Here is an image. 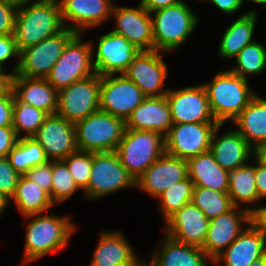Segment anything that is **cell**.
Wrapping results in <instances>:
<instances>
[{
  "label": "cell",
  "mask_w": 266,
  "mask_h": 266,
  "mask_svg": "<svg viewBox=\"0 0 266 266\" xmlns=\"http://www.w3.org/2000/svg\"><path fill=\"white\" fill-rule=\"evenodd\" d=\"M194 184L189 177L168 187L158 198L165 222L187 203L191 202Z\"/></svg>",
  "instance_id": "cell-36"
},
{
  "label": "cell",
  "mask_w": 266,
  "mask_h": 266,
  "mask_svg": "<svg viewBox=\"0 0 266 266\" xmlns=\"http://www.w3.org/2000/svg\"><path fill=\"white\" fill-rule=\"evenodd\" d=\"M152 29L154 50L171 51L180 47L198 23L187 4L179 3L154 11Z\"/></svg>",
  "instance_id": "cell-6"
},
{
  "label": "cell",
  "mask_w": 266,
  "mask_h": 266,
  "mask_svg": "<svg viewBox=\"0 0 266 266\" xmlns=\"http://www.w3.org/2000/svg\"><path fill=\"white\" fill-rule=\"evenodd\" d=\"M78 150L99 153L115 151L123 138L125 120L98 110L75 123Z\"/></svg>",
  "instance_id": "cell-5"
},
{
  "label": "cell",
  "mask_w": 266,
  "mask_h": 266,
  "mask_svg": "<svg viewBox=\"0 0 266 266\" xmlns=\"http://www.w3.org/2000/svg\"><path fill=\"white\" fill-rule=\"evenodd\" d=\"M19 177L8 158H0V193L9 201L15 193Z\"/></svg>",
  "instance_id": "cell-40"
},
{
  "label": "cell",
  "mask_w": 266,
  "mask_h": 266,
  "mask_svg": "<svg viewBox=\"0 0 266 266\" xmlns=\"http://www.w3.org/2000/svg\"><path fill=\"white\" fill-rule=\"evenodd\" d=\"M162 250L155 252L148 266H209L206 253L194 245L185 244L165 236Z\"/></svg>",
  "instance_id": "cell-28"
},
{
  "label": "cell",
  "mask_w": 266,
  "mask_h": 266,
  "mask_svg": "<svg viewBox=\"0 0 266 266\" xmlns=\"http://www.w3.org/2000/svg\"><path fill=\"white\" fill-rule=\"evenodd\" d=\"M64 27L75 33L93 28L105 22L112 14L111 0H58ZM65 20L74 22L65 25Z\"/></svg>",
  "instance_id": "cell-20"
},
{
  "label": "cell",
  "mask_w": 266,
  "mask_h": 266,
  "mask_svg": "<svg viewBox=\"0 0 266 266\" xmlns=\"http://www.w3.org/2000/svg\"><path fill=\"white\" fill-rule=\"evenodd\" d=\"M63 161L67 164L78 188L85 191L89 185L92 169V152L76 150Z\"/></svg>",
  "instance_id": "cell-39"
},
{
  "label": "cell",
  "mask_w": 266,
  "mask_h": 266,
  "mask_svg": "<svg viewBox=\"0 0 266 266\" xmlns=\"http://www.w3.org/2000/svg\"><path fill=\"white\" fill-rule=\"evenodd\" d=\"M210 2L225 14H232L242 6L241 0H210Z\"/></svg>",
  "instance_id": "cell-49"
},
{
  "label": "cell",
  "mask_w": 266,
  "mask_h": 266,
  "mask_svg": "<svg viewBox=\"0 0 266 266\" xmlns=\"http://www.w3.org/2000/svg\"><path fill=\"white\" fill-rule=\"evenodd\" d=\"M14 95L0 97V127L12 126Z\"/></svg>",
  "instance_id": "cell-45"
},
{
  "label": "cell",
  "mask_w": 266,
  "mask_h": 266,
  "mask_svg": "<svg viewBox=\"0 0 266 266\" xmlns=\"http://www.w3.org/2000/svg\"><path fill=\"white\" fill-rule=\"evenodd\" d=\"M242 1V5H243V0H241ZM251 1H253V2H255V3H258V4H266V0H251Z\"/></svg>",
  "instance_id": "cell-55"
},
{
  "label": "cell",
  "mask_w": 266,
  "mask_h": 266,
  "mask_svg": "<svg viewBox=\"0 0 266 266\" xmlns=\"http://www.w3.org/2000/svg\"><path fill=\"white\" fill-rule=\"evenodd\" d=\"M254 221L263 229L266 235V206L253 208Z\"/></svg>",
  "instance_id": "cell-50"
},
{
  "label": "cell",
  "mask_w": 266,
  "mask_h": 266,
  "mask_svg": "<svg viewBox=\"0 0 266 266\" xmlns=\"http://www.w3.org/2000/svg\"><path fill=\"white\" fill-rule=\"evenodd\" d=\"M249 266H266V254L263 257L253 261Z\"/></svg>",
  "instance_id": "cell-53"
},
{
  "label": "cell",
  "mask_w": 266,
  "mask_h": 266,
  "mask_svg": "<svg viewBox=\"0 0 266 266\" xmlns=\"http://www.w3.org/2000/svg\"><path fill=\"white\" fill-rule=\"evenodd\" d=\"M233 122L238 125L237 131L247 143L256 148L266 141V100L256 94ZM252 142H255V146Z\"/></svg>",
  "instance_id": "cell-29"
},
{
  "label": "cell",
  "mask_w": 266,
  "mask_h": 266,
  "mask_svg": "<svg viewBox=\"0 0 266 266\" xmlns=\"http://www.w3.org/2000/svg\"><path fill=\"white\" fill-rule=\"evenodd\" d=\"M139 7H116L112 14L116 17V29L113 32L124 36L140 51L154 50L152 17L140 3Z\"/></svg>",
  "instance_id": "cell-19"
},
{
  "label": "cell",
  "mask_w": 266,
  "mask_h": 266,
  "mask_svg": "<svg viewBox=\"0 0 266 266\" xmlns=\"http://www.w3.org/2000/svg\"><path fill=\"white\" fill-rule=\"evenodd\" d=\"M3 2H6V3H9V4H12L16 7H19L21 6L24 2L26 1H32V0H1Z\"/></svg>",
  "instance_id": "cell-54"
},
{
  "label": "cell",
  "mask_w": 266,
  "mask_h": 266,
  "mask_svg": "<svg viewBox=\"0 0 266 266\" xmlns=\"http://www.w3.org/2000/svg\"><path fill=\"white\" fill-rule=\"evenodd\" d=\"M115 152L121 164L136 181L165 153V137L155 131L125 129Z\"/></svg>",
  "instance_id": "cell-4"
},
{
  "label": "cell",
  "mask_w": 266,
  "mask_h": 266,
  "mask_svg": "<svg viewBox=\"0 0 266 266\" xmlns=\"http://www.w3.org/2000/svg\"><path fill=\"white\" fill-rule=\"evenodd\" d=\"M9 200L0 193V215L9 204Z\"/></svg>",
  "instance_id": "cell-52"
},
{
  "label": "cell",
  "mask_w": 266,
  "mask_h": 266,
  "mask_svg": "<svg viewBox=\"0 0 266 266\" xmlns=\"http://www.w3.org/2000/svg\"><path fill=\"white\" fill-rule=\"evenodd\" d=\"M188 177L194 186L228 191L230 172L222 168L208 151L187 160Z\"/></svg>",
  "instance_id": "cell-27"
},
{
  "label": "cell",
  "mask_w": 266,
  "mask_h": 266,
  "mask_svg": "<svg viewBox=\"0 0 266 266\" xmlns=\"http://www.w3.org/2000/svg\"><path fill=\"white\" fill-rule=\"evenodd\" d=\"M235 59L237 66L230 71L247 79L246 74H259L266 68V49L254 41L242 48Z\"/></svg>",
  "instance_id": "cell-37"
},
{
  "label": "cell",
  "mask_w": 266,
  "mask_h": 266,
  "mask_svg": "<svg viewBox=\"0 0 266 266\" xmlns=\"http://www.w3.org/2000/svg\"><path fill=\"white\" fill-rule=\"evenodd\" d=\"M187 177V160L164 153L136 180L135 187L158 198L168 187Z\"/></svg>",
  "instance_id": "cell-18"
},
{
  "label": "cell",
  "mask_w": 266,
  "mask_h": 266,
  "mask_svg": "<svg viewBox=\"0 0 266 266\" xmlns=\"http://www.w3.org/2000/svg\"><path fill=\"white\" fill-rule=\"evenodd\" d=\"M223 124H219L212 135L210 152L216 162L229 172L246 164L250 155L254 156V148L235 129L229 130L217 137L218 130Z\"/></svg>",
  "instance_id": "cell-24"
},
{
  "label": "cell",
  "mask_w": 266,
  "mask_h": 266,
  "mask_svg": "<svg viewBox=\"0 0 266 266\" xmlns=\"http://www.w3.org/2000/svg\"><path fill=\"white\" fill-rule=\"evenodd\" d=\"M255 183L259 199L266 198V166L260 163L256 158Z\"/></svg>",
  "instance_id": "cell-46"
},
{
  "label": "cell",
  "mask_w": 266,
  "mask_h": 266,
  "mask_svg": "<svg viewBox=\"0 0 266 266\" xmlns=\"http://www.w3.org/2000/svg\"><path fill=\"white\" fill-rule=\"evenodd\" d=\"M24 2L17 7L15 40L21 51L52 37L65 27L58 0H36L29 6Z\"/></svg>",
  "instance_id": "cell-1"
},
{
  "label": "cell",
  "mask_w": 266,
  "mask_h": 266,
  "mask_svg": "<svg viewBox=\"0 0 266 266\" xmlns=\"http://www.w3.org/2000/svg\"><path fill=\"white\" fill-rule=\"evenodd\" d=\"M100 75L75 81L58 92L56 114L76 123L99 110Z\"/></svg>",
  "instance_id": "cell-10"
},
{
  "label": "cell",
  "mask_w": 266,
  "mask_h": 266,
  "mask_svg": "<svg viewBox=\"0 0 266 266\" xmlns=\"http://www.w3.org/2000/svg\"><path fill=\"white\" fill-rule=\"evenodd\" d=\"M173 125L166 95L146 97L125 120L126 129L155 131L164 137Z\"/></svg>",
  "instance_id": "cell-23"
},
{
  "label": "cell",
  "mask_w": 266,
  "mask_h": 266,
  "mask_svg": "<svg viewBox=\"0 0 266 266\" xmlns=\"http://www.w3.org/2000/svg\"><path fill=\"white\" fill-rule=\"evenodd\" d=\"M163 55L156 50L140 51L122 73L132 80L146 97H161L169 91L163 87L168 76L167 65L161 58Z\"/></svg>",
  "instance_id": "cell-14"
},
{
  "label": "cell",
  "mask_w": 266,
  "mask_h": 266,
  "mask_svg": "<svg viewBox=\"0 0 266 266\" xmlns=\"http://www.w3.org/2000/svg\"><path fill=\"white\" fill-rule=\"evenodd\" d=\"M47 116L48 114L43 110L19 102L14 97L12 127L17 137L21 131L26 133L23 137H32L42 126Z\"/></svg>",
  "instance_id": "cell-35"
},
{
  "label": "cell",
  "mask_w": 266,
  "mask_h": 266,
  "mask_svg": "<svg viewBox=\"0 0 266 266\" xmlns=\"http://www.w3.org/2000/svg\"><path fill=\"white\" fill-rule=\"evenodd\" d=\"M139 52L124 36L111 31L99 38L95 72L100 76L122 74Z\"/></svg>",
  "instance_id": "cell-17"
},
{
  "label": "cell",
  "mask_w": 266,
  "mask_h": 266,
  "mask_svg": "<svg viewBox=\"0 0 266 266\" xmlns=\"http://www.w3.org/2000/svg\"><path fill=\"white\" fill-rule=\"evenodd\" d=\"M11 166L20 175L48 161L44 149L33 137H20L7 156Z\"/></svg>",
  "instance_id": "cell-33"
},
{
  "label": "cell",
  "mask_w": 266,
  "mask_h": 266,
  "mask_svg": "<svg viewBox=\"0 0 266 266\" xmlns=\"http://www.w3.org/2000/svg\"><path fill=\"white\" fill-rule=\"evenodd\" d=\"M219 123L173 124L165 136V153L188 160L210 151L211 139Z\"/></svg>",
  "instance_id": "cell-12"
},
{
  "label": "cell",
  "mask_w": 266,
  "mask_h": 266,
  "mask_svg": "<svg viewBox=\"0 0 266 266\" xmlns=\"http://www.w3.org/2000/svg\"><path fill=\"white\" fill-rule=\"evenodd\" d=\"M14 56L20 57L15 36L0 35V68H3V62Z\"/></svg>",
  "instance_id": "cell-43"
},
{
  "label": "cell",
  "mask_w": 266,
  "mask_h": 266,
  "mask_svg": "<svg viewBox=\"0 0 266 266\" xmlns=\"http://www.w3.org/2000/svg\"><path fill=\"white\" fill-rule=\"evenodd\" d=\"M24 176L38 184L42 189L47 191L51 197L52 190V161L39 164L29 169Z\"/></svg>",
  "instance_id": "cell-41"
},
{
  "label": "cell",
  "mask_w": 266,
  "mask_h": 266,
  "mask_svg": "<svg viewBox=\"0 0 266 266\" xmlns=\"http://www.w3.org/2000/svg\"><path fill=\"white\" fill-rule=\"evenodd\" d=\"M233 207L225 214L209 220L207 236L201 249L212 262L245 230L242 223L250 224L254 220L253 208ZM224 248V249H223Z\"/></svg>",
  "instance_id": "cell-13"
},
{
  "label": "cell",
  "mask_w": 266,
  "mask_h": 266,
  "mask_svg": "<svg viewBox=\"0 0 266 266\" xmlns=\"http://www.w3.org/2000/svg\"><path fill=\"white\" fill-rule=\"evenodd\" d=\"M166 235L176 241L202 247L209 227V219L192 202L187 203L167 221Z\"/></svg>",
  "instance_id": "cell-21"
},
{
  "label": "cell",
  "mask_w": 266,
  "mask_h": 266,
  "mask_svg": "<svg viewBox=\"0 0 266 266\" xmlns=\"http://www.w3.org/2000/svg\"><path fill=\"white\" fill-rule=\"evenodd\" d=\"M13 72L4 73V69L0 68V97L13 94Z\"/></svg>",
  "instance_id": "cell-48"
},
{
  "label": "cell",
  "mask_w": 266,
  "mask_h": 266,
  "mask_svg": "<svg viewBox=\"0 0 266 266\" xmlns=\"http://www.w3.org/2000/svg\"><path fill=\"white\" fill-rule=\"evenodd\" d=\"M253 158H256L260 163L266 166V141L254 148Z\"/></svg>",
  "instance_id": "cell-51"
},
{
  "label": "cell",
  "mask_w": 266,
  "mask_h": 266,
  "mask_svg": "<svg viewBox=\"0 0 266 266\" xmlns=\"http://www.w3.org/2000/svg\"><path fill=\"white\" fill-rule=\"evenodd\" d=\"M14 201L24 217L37 215L54 205L50 194L38 184L20 175L16 190L10 201Z\"/></svg>",
  "instance_id": "cell-31"
},
{
  "label": "cell",
  "mask_w": 266,
  "mask_h": 266,
  "mask_svg": "<svg viewBox=\"0 0 266 266\" xmlns=\"http://www.w3.org/2000/svg\"><path fill=\"white\" fill-rule=\"evenodd\" d=\"M91 266H144L121 232H103L93 253Z\"/></svg>",
  "instance_id": "cell-26"
},
{
  "label": "cell",
  "mask_w": 266,
  "mask_h": 266,
  "mask_svg": "<svg viewBox=\"0 0 266 266\" xmlns=\"http://www.w3.org/2000/svg\"><path fill=\"white\" fill-rule=\"evenodd\" d=\"M247 81L228 70L219 72L212 82L203 84L212 114L219 124L233 121L256 95Z\"/></svg>",
  "instance_id": "cell-2"
},
{
  "label": "cell",
  "mask_w": 266,
  "mask_h": 266,
  "mask_svg": "<svg viewBox=\"0 0 266 266\" xmlns=\"http://www.w3.org/2000/svg\"><path fill=\"white\" fill-rule=\"evenodd\" d=\"M265 254L266 235L263 229L253 220L214 262L222 261L225 266H249Z\"/></svg>",
  "instance_id": "cell-22"
},
{
  "label": "cell",
  "mask_w": 266,
  "mask_h": 266,
  "mask_svg": "<svg viewBox=\"0 0 266 266\" xmlns=\"http://www.w3.org/2000/svg\"><path fill=\"white\" fill-rule=\"evenodd\" d=\"M75 34L65 27L56 35L21 50L20 60L12 72L30 78H46L62 55L66 44Z\"/></svg>",
  "instance_id": "cell-8"
},
{
  "label": "cell",
  "mask_w": 266,
  "mask_h": 266,
  "mask_svg": "<svg viewBox=\"0 0 266 266\" xmlns=\"http://www.w3.org/2000/svg\"><path fill=\"white\" fill-rule=\"evenodd\" d=\"M257 22L255 10L241 15L224 32L219 45L222 58H234L246 45L253 43V32Z\"/></svg>",
  "instance_id": "cell-30"
},
{
  "label": "cell",
  "mask_w": 266,
  "mask_h": 266,
  "mask_svg": "<svg viewBox=\"0 0 266 266\" xmlns=\"http://www.w3.org/2000/svg\"><path fill=\"white\" fill-rule=\"evenodd\" d=\"M173 124L218 123L211 111L203 85L169 90L166 94Z\"/></svg>",
  "instance_id": "cell-15"
},
{
  "label": "cell",
  "mask_w": 266,
  "mask_h": 266,
  "mask_svg": "<svg viewBox=\"0 0 266 266\" xmlns=\"http://www.w3.org/2000/svg\"><path fill=\"white\" fill-rule=\"evenodd\" d=\"M191 202L209 219L230 211L234 206L228 191L212 190L202 186H194Z\"/></svg>",
  "instance_id": "cell-34"
},
{
  "label": "cell",
  "mask_w": 266,
  "mask_h": 266,
  "mask_svg": "<svg viewBox=\"0 0 266 266\" xmlns=\"http://www.w3.org/2000/svg\"><path fill=\"white\" fill-rule=\"evenodd\" d=\"M100 76L99 110L126 120L146 96L123 74Z\"/></svg>",
  "instance_id": "cell-11"
},
{
  "label": "cell",
  "mask_w": 266,
  "mask_h": 266,
  "mask_svg": "<svg viewBox=\"0 0 266 266\" xmlns=\"http://www.w3.org/2000/svg\"><path fill=\"white\" fill-rule=\"evenodd\" d=\"M184 3L182 0H141L140 4L149 12L153 13L156 10L166 8L168 6Z\"/></svg>",
  "instance_id": "cell-47"
},
{
  "label": "cell",
  "mask_w": 266,
  "mask_h": 266,
  "mask_svg": "<svg viewBox=\"0 0 266 266\" xmlns=\"http://www.w3.org/2000/svg\"><path fill=\"white\" fill-rule=\"evenodd\" d=\"M78 189L67 164L63 160L52 161V202L54 204L63 202Z\"/></svg>",
  "instance_id": "cell-38"
},
{
  "label": "cell",
  "mask_w": 266,
  "mask_h": 266,
  "mask_svg": "<svg viewBox=\"0 0 266 266\" xmlns=\"http://www.w3.org/2000/svg\"><path fill=\"white\" fill-rule=\"evenodd\" d=\"M30 217L33 219L27 224L24 263L33 262L48 253L63 250L75 231L76 226L67 217L42 215V213L26 216V218Z\"/></svg>",
  "instance_id": "cell-3"
},
{
  "label": "cell",
  "mask_w": 266,
  "mask_h": 266,
  "mask_svg": "<svg viewBox=\"0 0 266 266\" xmlns=\"http://www.w3.org/2000/svg\"><path fill=\"white\" fill-rule=\"evenodd\" d=\"M18 139L12 126L0 127V158L8 156Z\"/></svg>",
  "instance_id": "cell-44"
},
{
  "label": "cell",
  "mask_w": 266,
  "mask_h": 266,
  "mask_svg": "<svg viewBox=\"0 0 266 266\" xmlns=\"http://www.w3.org/2000/svg\"><path fill=\"white\" fill-rule=\"evenodd\" d=\"M256 164L243 166L230 171L228 194L233 206L239 207V203H254L259 201L255 183Z\"/></svg>",
  "instance_id": "cell-32"
},
{
  "label": "cell",
  "mask_w": 266,
  "mask_h": 266,
  "mask_svg": "<svg viewBox=\"0 0 266 266\" xmlns=\"http://www.w3.org/2000/svg\"><path fill=\"white\" fill-rule=\"evenodd\" d=\"M32 137L42 146L49 161L63 160L78 150L75 123L58 114L48 115Z\"/></svg>",
  "instance_id": "cell-16"
},
{
  "label": "cell",
  "mask_w": 266,
  "mask_h": 266,
  "mask_svg": "<svg viewBox=\"0 0 266 266\" xmlns=\"http://www.w3.org/2000/svg\"><path fill=\"white\" fill-rule=\"evenodd\" d=\"M14 97L22 103L56 114L58 91L45 78H30L14 74Z\"/></svg>",
  "instance_id": "cell-25"
},
{
  "label": "cell",
  "mask_w": 266,
  "mask_h": 266,
  "mask_svg": "<svg viewBox=\"0 0 266 266\" xmlns=\"http://www.w3.org/2000/svg\"><path fill=\"white\" fill-rule=\"evenodd\" d=\"M81 34L76 33L66 44L46 80L59 92L71 83L94 75L92 63L93 44L82 43Z\"/></svg>",
  "instance_id": "cell-7"
},
{
  "label": "cell",
  "mask_w": 266,
  "mask_h": 266,
  "mask_svg": "<svg viewBox=\"0 0 266 266\" xmlns=\"http://www.w3.org/2000/svg\"><path fill=\"white\" fill-rule=\"evenodd\" d=\"M17 7L0 0V35H14Z\"/></svg>",
  "instance_id": "cell-42"
},
{
  "label": "cell",
  "mask_w": 266,
  "mask_h": 266,
  "mask_svg": "<svg viewBox=\"0 0 266 266\" xmlns=\"http://www.w3.org/2000/svg\"><path fill=\"white\" fill-rule=\"evenodd\" d=\"M136 186V181L121 164L119 156L112 152H92V169L87 199H97L122 188ZM86 192V193H85Z\"/></svg>",
  "instance_id": "cell-9"
}]
</instances>
